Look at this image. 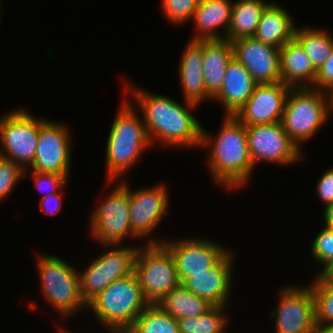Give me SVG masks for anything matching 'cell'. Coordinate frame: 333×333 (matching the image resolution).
Returning <instances> with one entry per match:
<instances>
[{
  "instance_id": "obj_1",
  "label": "cell",
  "mask_w": 333,
  "mask_h": 333,
  "mask_svg": "<svg viewBox=\"0 0 333 333\" xmlns=\"http://www.w3.org/2000/svg\"><path fill=\"white\" fill-rule=\"evenodd\" d=\"M124 84L143 112L142 121L151 145L158 141L170 148H201L202 125L191 111L197 105L185 101L183 106L163 94H151L126 81Z\"/></svg>"
},
{
  "instance_id": "obj_2",
  "label": "cell",
  "mask_w": 333,
  "mask_h": 333,
  "mask_svg": "<svg viewBox=\"0 0 333 333\" xmlns=\"http://www.w3.org/2000/svg\"><path fill=\"white\" fill-rule=\"evenodd\" d=\"M202 126L201 147L209 149L207 164L215 184L229 190L246 186L254 173L245 125L233 115H224L216 136ZM210 147V148H209Z\"/></svg>"
},
{
  "instance_id": "obj_3",
  "label": "cell",
  "mask_w": 333,
  "mask_h": 333,
  "mask_svg": "<svg viewBox=\"0 0 333 333\" xmlns=\"http://www.w3.org/2000/svg\"><path fill=\"white\" fill-rule=\"evenodd\" d=\"M130 104L123 100L108 132L105 145L107 184L121 179L130 167L136 165L143 152L151 148L145 124Z\"/></svg>"
},
{
  "instance_id": "obj_4",
  "label": "cell",
  "mask_w": 333,
  "mask_h": 333,
  "mask_svg": "<svg viewBox=\"0 0 333 333\" xmlns=\"http://www.w3.org/2000/svg\"><path fill=\"white\" fill-rule=\"evenodd\" d=\"M145 300L135 273L115 280L93 298L87 307L95 319L109 330L130 329L136 318L146 309Z\"/></svg>"
},
{
  "instance_id": "obj_5",
  "label": "cell",
  "mask_w": 333,
  "mask_h": 333,
  "mask_svg": "<svg viewBox=\"0 0 333 333\" xmlns=\"http://www.w3.org/2000/svg\"><path fill=\"white\" fill-rule=\"evenodd\" d=\"M330 115L328 92L313 88H291L281 124L288 137L303 150L302 144L315 136Z\"/></svg>"
},
{
  "instance_id": "obj_6",
  "label": "cell",
  "mask_w": 333,
  "mask_h": 333,
  "mask_svg": "<svg viewBox=\"0 0 333 333\" xmlns=\"http://www.w3.org/2000/svg\"><path fill=\"white\" fill-rule=\"evenodd\" d=\"M42 296L60 315L70 317L87 308L80 292L79 272L58 256L36 255Z\"/></svg>"
},
{
  "instance_id": "obj_7",
  "label": "cell",
  "mask_w": 333,
  "mask_h": 333,
  "mask_svg": "<svg viewBox=\"0 0 333 333\" xmlns=\"http://www.w3.org/2000/svg\"><path fill=\"white\" fill-rule=\"evenodd\" d=\"M139 246L134 266L142 294L149 304H158L181 283L171 252L163 244Z\"/></svg>"
},
{
  "instance_id": "obj_8",
  "label": "cell",
  "mask_w": 333,
  "mask_h": 333,
  "mask_svg": "<svg viewBox=\"0 0 333 333\" xmlns=\"http://www.w3.org/2000/svg\"><path fill=\"white\" fill-rule=\"evenodd\" d=\"M114 185L113 190L98 204L90 216L89 233L91 238L102 244L122 245L125 238H137L130 224V197L127 182L123 180Z\"/></svg>"
},
{
  "instance_id": "obj_9",
  "label": "cell",
  "mask_w": 333,
  "mask_h": 333,
  "mask_svg": "<svg viewBox=\"0 0 333 333\" xmlns=\"http://www.w3.org/2000/svg\"><path fill=\"white\" fill-rule=\"evenodd\" d=\"M107 251L79 272L80 292L88 304L115 280L134 273L135 259L139 246L109 245Z\"/></svg>"
},
{
  "instance_id": "obj_10",
  "label": "cell",
  "mask_w": 333,
  "mask_h": 333,
  "mask_svg": "<svg viewBox=\"0 0 333 333\" xmlns=\"http://www.w3.org/2000/svg\"><path fill=\"white\" fill-rule=\"evenodd\" d=\"M45 118H35L28 109L16 108L0 117V148L4 159L27 170L36 155L40 124Z\"/></svg>"
},
{
  "instance_id": "obj_11",
  "label": "cell",
  "mask_w": 333,
  "mask_h": 333,
  "mask_svg": "<svg viewBox=\"0 0 333 333\" xmlns=\"http://www.w3.org/2000/svg\"><path fill=\"white\" fill-rule=\"evenodd\" d=\"M245 127L254 169L260 162L285 166L303 159L304 151L288 137L281 122Z\"/></svg>"
},
{
  "instance_id": "obj_12",
  "label": "cell",
  "mask_w": 333,
  "mask_h": 333,
  "mask_svg": "<svg viewBox=\"0 0 333 333\" xmlns=\"http://www.w3.org/2000/svg\"><path fill=\"white\" fill-rule=\"evenodd\" d=\"M131 189L127 184L130 197V224L132 233L138 238H147L145 244H162L164 238H151V233L159 226L168 211L169 193L164 184L154 187ZM141 237V238H140ZM161 239V240H160Z\"/></svg>"
},
{
  "instance_id": "obj_13",
  "label": "cell",
  "mask_w": 333,
  "mask_h": 333,
  "mask_svg": "<svg viewBox=\"0 0 333 333\" xmlns=\"http://www.w3.org/2000/svg\"><path fill=\"white\" fill-rule=\"evenodd\" d=\"M278 307L270 312L275 333H315V304L310 286H289L279 291Z\"/></svg>"
},
{
  "instance_id": "obj_14",
  "label": "cell",
  "mask_w": 333,
  "mask_h": 333,
  "mask_svg": "<svg viewBox=\"0 0 333 333\" xmlns=\"http://www.w3.org/2000/svg\"><path fill=\"white\" fill-rule=\"evenodd\" d=\"M71 135L69 128L63 122L44 120L39 127L36 155L29 167L33 171L70 174Z\"/></svg>"
},
{
  "instance_id": "obj_15",
  "label": "cell",
  "mask_w": 333,
  "mask_h": 333,
  "mask_svg": "<svg viewBox=\"0 0 333 333\" xmlns=\"http://www.w3.org/2000/svg\"><path fill=\"white\" fill-rule=\"evenodd\" d=\"M214 240L183 238L164 240L163 245L171 252L178 279L183 284L193 273L208 272L229 249Z\"/></svg>"
},
{
  "instance_id": "obj_16",
  "label": "cell",
  "mask_w": 333,
  "mask_h": 333,
  "mask_svg": "<svg viewBox=\"0 0 333 333\" xmlns=\"http://www.w3.org/2000/svg\"><path fill=\"white\" fill-rule=\"evenodd\" d=\"M291 87L283 82L262 83L235 115L245 126L281 122L285 102Z\"/></svg>"
},
{
  "instance_id": "obj_17",
  "label": "cell",
  "mask_w": 333,
  "mask_h": 333,
  "mask_svg": "<svg viewBox=\"0 0 333 333\" xmlns=\"http://www.w3.org/2000/svg\"><path fill=\"white\" fill-rule=\"evenodd\" d=\"M233 57L251 74L257 84L280 82V49L254 37L231 41Z\"/></svg>"
},
{
  "instance_id": "obj_18",
  "label": "cell",
  "mask_w": 333,
  "mask_h": 333,
  "mask_svg": "<svg viewBox=\"0 0 333 333\" xmlns=\"http://www.w3.org/2000/svg\"><path fill=\"white\" fill-rule=\"evenodd\" d=\"M234 254V251L229 249L208 272L193 273L182 285L214 306L226 307L232 294Z\"/></svg>"
},
{
  "instance_id": "obj_19",
  "label": "cell",
  "mask_w": 333,
  "mask_h": 333,
  "mask_svg": "<svg viewBox=\"0 0 333 333\" xmlns=\"http://www.w3.org/2000/svg\"><path fill=\"white\" fill-rule=\"evenodd\" d=\"M256 85L250 72L233 57L228 63L222 88L212 100L222 103L225 115L235 116L251 97Z\"/></svg>"
},
{
  "instance_id": "obj_20",
  "label": "cell",
  "mask_w": 333,
  "mask_h": 333,
  "mask_svg": "<svg viewBox=\"0 0 333 333\" xmlns=\"http://www.w3.org/2000/svg\"><path fill=\"white\" fill-rule=\"evenodd\" d=\"M178 67L185 101L197 106L206 99L211 101L204 85L203 45L198 40L188 42Z\"/></svg>"
},
{
  "instance_id": "obj_21",
  "label": "cell",
  "mask_w": 333,
  "mask_h": 333,
  "mask_svg": "<svg viewBox=\"0 0 333 333\" xmlns=\"http://www.w3.org/2000/svg\"><path fill=\"white\" fill-rule=\"evenodd\" d=\"M317 70L300 43L293 38L280 48V82L291 88H313Z\"/></svg>"
},
{
  "instance_id": "obj_22",
  "label": "cell",
  "mask_w": 333,
  "mask_h": 333,
  "mask_svg": "<svg viewBox=\"0 0 333 333\" xmlns=\"http://www.w3.org/2000/svg\"><path fill=\"white\" fill-rule=\"evenodd\" d=\"M203 45V76L206 93L213 98L222 88L229 61L233 58L228 39H199Z\"/></svg>"
},
{
  "instance_id": "obj_23",
  "label": "cell",
  "mask_w": 333,
  "mask_h": 333,
  "mask_svg": "<svg viewBox=\"0 0 333 333\" xmlns=\"http://www.w3.org/2000/svg\"><path fill=\"white\" fill-rule=\"evenodd\" d=\"M232 7L231 0H200L191 20L196 24L197 30L191 40L225 39L229 29ZM217 29H222L224 35Z\"/></svg>"
},
{
  "instance_id": "obj_24",
  "label": "cell",
  "mask_w": 333,
  "mask_h": 333,
  "mask_svg": "<svg viewBox=\"0 0 333 333\" xmlns=\"http://www.w3.org/2000/svg\"><path fill=\"white\" fill-rule=\"evenodd\" d=\"M296 28L289 12L273 1L264 8L253 37L280 49L294 38Z\"/></svg>"
},
{
  "instance_id": "obj_25",
  "label": "cell",
  "mask_w": 333,
  "mask_h": 333,
  "mask_svg": "<svg viewBox=\"0 0 333 333\" xmlns=\"http://www.w3.org/2000/svg\"><path fill=\"white\" fill-rule=\"evenodd\" d=\"M268 3L266 0H238L233 2L229 29L225 39L233 41L243 37H253L261 14Z\"/></svg>"
},
{
  "instance_id": "obj_26",
  "label": "cell",
  "mask_w": 333,
  "mask_h": 333,
  "mask_svg": "<svg viewBox=\"0 0 333 333\" xmlns=\"http://www.w3.org/2000/svg\"><path fill=\"white\" fill-rule=\"evenodd\" d=\"M157 305L175 319L198 317L214 306L208 300L192 294L182 284L170 291Z\"/></svg>"
},
{
  "instance_id": "obj_27",
  "label": "cell",
  "mask_w": 333,
  "mask_h": 333,
  "mask_svg": "<svg viewBox=\"0 0 333 333\" xmlns=\"http://www.w3.org/2000/svg\"><path fill=\"white\" fill-rule=\"evenodd\" d=\"M327 29L297 27L294 38L303 47L313 66L318 71L330 57L333 49V35Z\"/></svg>"
},
{
  "instance_id": "obj_28",
  "label": "cell",
  "mask_w": 333,
  "mask_h": 333,
  "mask_svg": "<svg viewBox=\"0 0 333 333\" xmlns=\"http://www.w3.org/2000/svg\"><path fill=\"white\" fill-rule=\"evenodd\" d=\"M130 330L133 333H180L177 319L157 304H149Z\"/></svg>"
},
{
  "instance_id": "obj_29",
  "label": "cell",
  "mask_w": 333,
  "mask_h": 333,
  "mask_svg": "<svg viewBox=\"0 0 333 333\" xmlns=\"http://www.w3.org/2000/svg\"><path fill=\"white\" fill-rule=\"evenodd\" d=\"M227 307L213 306L206 313L194 318L177 319L180 333H225L227 319L224 313ZM227 333V332H226Z\"/></svg>"
},
{
  "instance_id": "obj_30",
  "label": "cell",
  "mask_w": 333,
  "mask_h": 333,
  "mask_svg": "<svg viewBox=\"0 0 333 333\" xmlns=\"http://www.w3.org/2000/svg\"><path fill=\"white\" fill-rule=\"evenodd\" d=\"M309 286L313 292L316 324L333 323V280L314 277Z\"/></svg>"
},
{
  "instance_id": "obj_31",
  "label": "cell",
  "mask_w": 333,
  "mask_h": 333,
  "mask_svg": "<svg viewBox=\"0 0 333 333\" xmlns=\"http://www.w3.org/2000/svg\"><path fill=\"white\" fill-rule=\"evenodd\" d=\"M200 0H161L164 16L175 25L191 21Z\"/></svg>"
},
{
  "instance_id": "obj_32",
  "label": "cell",
  "mask_w": 333,
  "mask_h": 333,
  "mask_svg": "<svg viewBox=\"0 0 333 333\" xmlns=\"http://www.w3.org/2000/svg\"><path fill=\"white\" fill-rule=\"evenodd\" d=\"M20 165L3 159L0 162V201L7 196L9 197L10 193L13 191V188L16 184H18L19 179L27 178V173Z\"/></svg>"
},
{
  "instance_id": "obj_33",
  "label": "cell",
  "mask_w": 333,
  "mask_h": 333,
  "mask_svg": "<svg viewBox=\"0 0 333 333\" xmlns=\"http://www.w3.org/2000/svg\"><path fill=\"white\" fill-rule=\"evenodd\" d=\"M312 257L325 266L333 257V229L323 226L311 244Z\"/></svg>"
},
{
  "instance_id": "obj_34",
  "label": "cell",
  "mask_w": 333,
  "mask_h": 333,
  "mask_svg": "<svg viewBox=\"0 0 333 333\" xmlns=\"http://www.w3.org/2000/svg\"><path fill=\"white\" fill-rule=\"evenodd\" d=\"M31 179L34 181V185L38 188L39 192L43 191V196L46 197L48 195L62 192V188L66 186L68 183L69 175H60L54 173H43L38 171H30Z\"/></svg>"
},
{
  "instance_id": "obj_35",
  "label": "cell",
  "mask_w": 333,
  "mask_h": 333,
  "mask_svg": "<svg viewBox=\"0 0 333 333\" xmlns=\"http://www.w3.org/2000/svg\"><path fill=\"white\" fill-rule=\"evenodd\" d=\"M314 89L329 92L333 89V49L330 57L317 71Z\"/></svg>"
},
{
  "instance_id": "obj_36",
  "label": "cell",
  "mask_w": 333,
  "mask_h": 333,
  "mask_svg": "<svg viewBox=\"0 0 333 333\" xmlns=\"http://www.w3.org/2000/svg\"><path fill=\"white\" fill-rule=\"evenodd\" d=\"M316 184L317 194L324 206L333 204V167L326 170Z\"/></svg>"
},
{
  "instance_id": "obj_37",
  "label": "cell",
  "mask_w": 333,
  "mask_h": 333,
  "mask_svg": "<svg viewBox=\"0 0 333 333\" xmlns=\"http://www.w3.org/2000/svg\"><path fill=\"white\" fill-rule=\"evenodd\" d=\"M61 193L59 192L42 197L40 203V209L46 214L55 215L59 212L62 206Z\"/></svg>"
},
{
  "instance_id": "obj_38",
  "label": "cell",
  "mask_w": 333,
  "mask_h": 333,
  "mask_svg": "<svg viewBox=\"0 0 333 333\" xmlns=\"http://www.w3.org/2000/svg\"><path fill=\"white\" fill-rule=\"evenodd\" d=\"M317 278L333 280V257L329 262L322 267L319 273H317Z\"/></svg>"
},
{
  "instance_id": "obj_39",
  "label": "cell",
  "mask_w": 333,
  "mask_h": 333,
  "mask_svg": "<svg viewBox=\"0 0 333 333\" xmlns=\"http://www.w3.org/2000/svg\"><path fill=\"white\" fill-rule=\"evenodd\" d=\"M324 223L325 227L333 229V204L324 207Z\"/></svg>"
},
{
  "instance_id": "obj_40",
  "label": "cell",
  "mask_w": 333,
  "mask_h": 333,
  "mask_svg": "<svg viewBox=\"0 0 333 333\" xmlns=\"http://www.w3.org/2000/svg\"><path fill=\"white\" fill-rule=\"evenodd\" d=\"M315 333H333V323L327 325H317Z\"/></svg>"
},
{
  "instance_id": "obj_41",
  "label": "cell",
  "mask_w": 333,
  "mask_h": 333,
  "mask_svg": "<svg viewBox=\"0 0 333 333\" xmlns=\"http://www.w3.org/2000/svg\"><path fill=\"white\" fill-rule=\"evenodd\" d=\"M109 333H133L130 329L109 330Z\"/></svg>"
},
{
  "instance_id": "obj_42",
  "label": "cell",
  "mask_w": 333,
  "mask_h": 333,
  "mask_svg": "<svg viewBox=\"0 0 333 333\" xmlns=\"http://www.w3.org/2000/svg\"><path fill=\"white\" fill-rule=\"evenodd\" d=\"M329 101H330V110L331 113L333 112V89H331L329 92Z\"/></svg>"
},
{
  "instance_id": "obj_43",
  "label": "cell",
  "mask_w": 333,
  "mask_h": 333,
  "mask_svg": "<svg viewBox=\"0 0 333 333\" xmlns=\"http://www.w3.org/2000/svg\"><path fill=\"white\" fill-rule=\"evenodd\" d=\"M57 329H58L59 333H76V332H72V330L66 329L63 326H58Z\"/></svg>"
},
{
  "instance_id": "obj_44",
  "label": "cell",
  "mask_w": 333,
  "mask_h": 333,
  "mask_svg": "<svg viewBox=\"0 0 333 333\" xmlns=\"http://www.w3.org/2000/svg\"><path fill=\"white\" fill-rule=\"evenodd\" d=\"M3 159H4V156H3V154H2V152H1V150H0V162H1Z\"/></svg>"
}]
</instances>
